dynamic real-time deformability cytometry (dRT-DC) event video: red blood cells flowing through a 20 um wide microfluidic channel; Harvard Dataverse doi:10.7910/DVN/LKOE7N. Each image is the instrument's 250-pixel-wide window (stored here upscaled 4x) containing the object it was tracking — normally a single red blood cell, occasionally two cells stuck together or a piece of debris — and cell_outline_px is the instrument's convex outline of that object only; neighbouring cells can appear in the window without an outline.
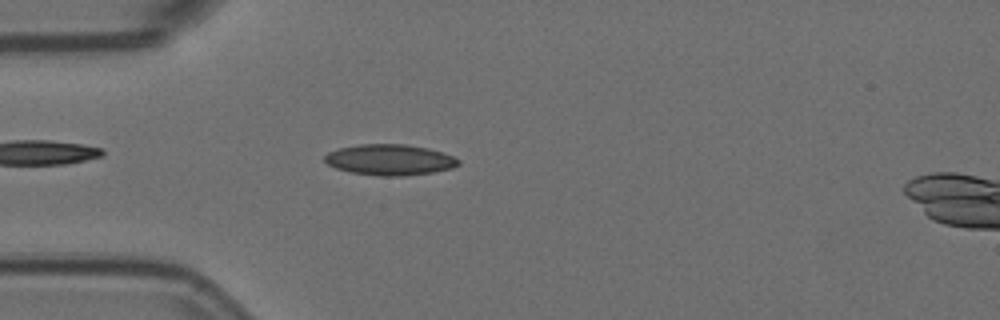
{"species": "Egyptian fruit bat (a non-hibernating species)", "species_latin": "Rousettus aegyptiacus", "temperature_condition": "room temperature", "stored_images_in_passage": 49, "camera_frame_rate_fps": 3000, "um_per_image_px": 0.085, "animal": {"sex": "female"}, "frame": {"image": 1, "passage_image": 8, "time_ms": 2.333, "image_size_px": [1000, 320], "cell_outline_px": [[460, 164], [452, 168], [432, 172], [404, 176], [380, 176], [352, 172], [336, 168], [328, 164], [324, 160], [324, 156], [328, 152], [340, 148], [360, 144], [404, 144], [428, 148], [444, 152], [460, 160]], "centroid_in_image_um": [33.15, 13.58], "position_along_channel_um": 51.9, "area_um2": 23.99}}
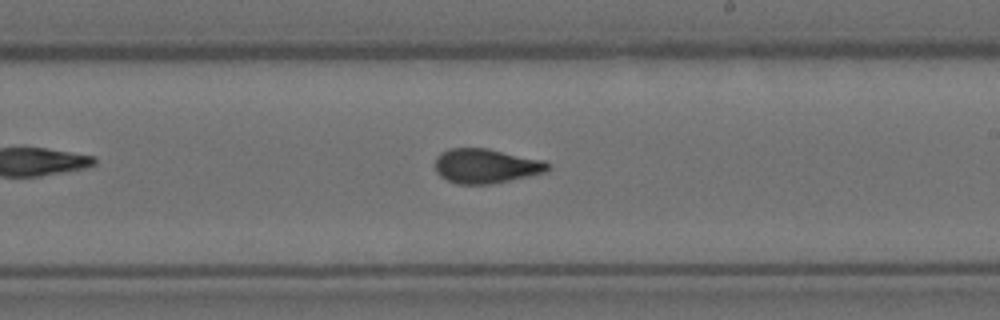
{"frame": {"image": 2, "passage_image": 25, "time_ms": 8.0, "image_size_px": [1000, 320], "cell_outline_px": [[552, 168], [544, 172], [492, 184], [456, 184], [440, 176], [436, 172], [436, 156], [440, 152], [448, 148], [488, 148], [544, 160], [552, 164]], "centroid_in_image_um": [41.31, 14.1], "position_along_channel_um": 247.7, "area_um2": 22.83}}
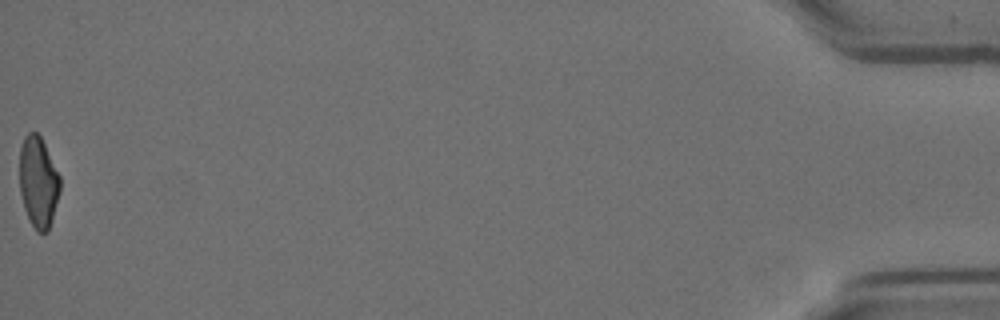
{"frame": {"image": 3, "passage_image": 49, "time_ms": 16.0, "image_size_px": [1000, 320], "cell_outline_px": [[60, 192], [48, 232], [36, 232], [24, 208], [20, 192], [20, 148], [24, 136], [28, 132], [36, 132], [40, 136], [60, 176]], "centroid_in_image_um": [3.25, 15.48], "position_along_channel_um": 431.9, "area_um2": 21.33}, "authors_computed_cell_mechanics": {"area_um2": 22.542, "velocity_mm_per_s": 3.5872, "shape_relaxation_time_tau1_ms": null, "shape_relaxation_time_tau2_ms": 1.6052, "deformation_change_tau1": null, "deformation_change_tau2": 0.0715}}